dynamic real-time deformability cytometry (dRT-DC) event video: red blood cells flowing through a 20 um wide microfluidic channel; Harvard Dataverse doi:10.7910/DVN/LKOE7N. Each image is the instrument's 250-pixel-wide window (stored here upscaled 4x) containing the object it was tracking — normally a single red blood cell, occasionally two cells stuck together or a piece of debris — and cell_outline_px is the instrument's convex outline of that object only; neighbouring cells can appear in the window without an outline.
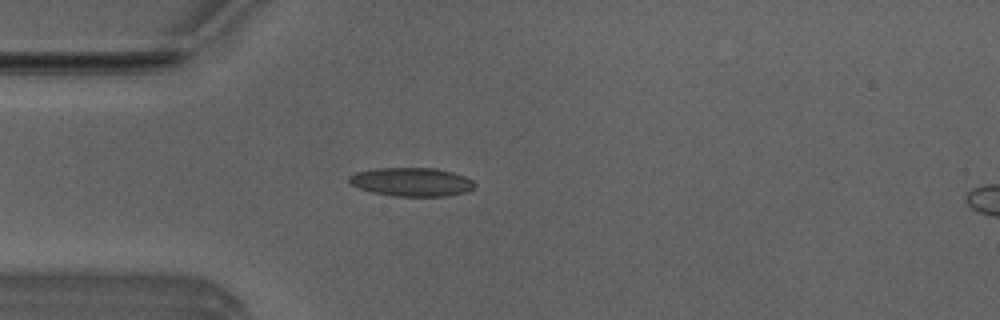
{"species": "Egyptian fruit bat (a non-hibernating species)", "species_latin": "Rousettus aegyptiacus", "temperature_condition": "room temperature", "stored_images_in_passage": 2, "camera_frame_rate_fps": 3000, "um_per_image_px": 0.085, "animal": {"sex": "male"}, "frame": {"image": 1, "passage_image": 2, "time_ms": 0.333, "image_size_px": [1000, 320], "cell_outline_px": [[476, 188], [468, 192], [448, 196], [396, 196], [372, 192], [360, 188], [352, 184], [348, 180], [348, 176], [356, 172], [376, 168], [436, 168], [452, 172], [464, 176], [472, 180], [476, 184]], "centroid_in_image_um": [35.03, 15.46], "position_along_channel_um": 50.0, "area_um2": 21.04}}